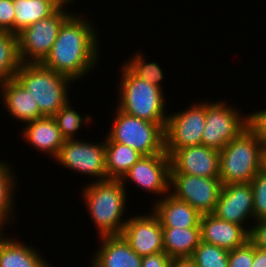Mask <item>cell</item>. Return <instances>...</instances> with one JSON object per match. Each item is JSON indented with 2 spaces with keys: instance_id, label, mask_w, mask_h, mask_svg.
I'll return each instance as SVG.
<instances>
[{
  "instance_id": "cell-1",
  "label": "cell",
  "mask_w": 266,
  "mask_h": 267,
  "mask_svg": "<svg viewBox=\"0 0 266 267\" xmlns=\"http://www.w3.org/2000/svg\"><path fill=\"white\" fill-rule=\"evenodd\" d=\"M76 14V15H75ZM72 13L61 25L47 57L41 62L46 68L76 81L85 78L98 64L99 38L95 23ZM94 26V27H93Z\"/></svg>"
},
{
  "instance_id": "cell-2",
  "label": "cell",
  "mask_w": 266,
  "mask_h": 267,
  "mask_svg": "<svg viewBox=\"0 0 266 267\" xmlns=\"http://www.w3.org/2000/svg\"><path fill=\"white\" fill-rule=\"evenodd\" d=\"M126 188L121 180L115 179L92 181L84 186L82 198L99 237L122 234L128 220L124 219L128 198Z\"/></svg>"
},
{
  "instance_id": "cell-3",
  "label": "cell",
  "mask_w": 266,
  "mask_h": 267,
  "mask_svg": "<svg viewBox=\"0 0 266 267\" xmlns=\"http://www.w3.org/2000/svg\"><path fill=\"white\" fill-rule=\"evenodd\" d=\"M120 70L117 107L139 119L166 123L168 115L163 88L140 79L124 63Z\"/></svg>"
},
{
  "instance_id": "cell-4",
  "label": "cell",
  "mask_w": 266,
  "mask_h": 267,
  "mask_svg": "<svg viewBox=\"0 0 266 267\" xmlns=\"http://www.w3.org/2000/svg\"><path fill=\"white\" fill-rule=\"evenodd\" d=\"M14 78L31 92L44 116L53 117L70 100L69 85L74 81L41 63H21Z\"/></svg>"
},
{
  "instance_id": "cell-5",
  "label": "cell",
  "mask_w": 266,
  "mask_h": 267,
  "mask_svg": "<svg viewBox=\"0 0 266 267\" xmlns=\"http://www.w3.org/2000/svg\"><path fill=\"white\" fill-rule=\"evenodd\" d=\"M262 143L247 127L219 151L222 185L250 183L261 169Z\"/></svg>"
},
{
  "instance_id": "cell-6",
  "label": "cell",
  "mask_w": 266,
  "mask_h": 267,
  "mask_svg": "<svg viewBox=\"0 0 266 267\" xmlns=\"http://www.w3.org/2000/svg\"><path fill=\"white\" fill-rule=\"evenodd\" d=\"M113 121L112 128L107 134L113 142L127 145L143 156L165 151L166 123H153L139 119L121 111L118 107Z\"/></svg>"
},
{
  "instance_id": "cell-7",
  "label": "cell",
  "mask_w": 266,
  "mask_h": 267,
  "mask_svg": "<svg viewBox=\"0 0 266 267\" xmlns=\"http://www.w3.org/2000/svg\"><path fill=\"white\" fill-rule=\"evenodd\" d=\"M72 14L58 8L51 16L24 28L17 34L21 63H41L49 54L63 22Z\"/></svg>"
},
{
  "instance_id": "cell-8",
  "label": "cell",
  "mask_w": 266,
  "mask_h": 267,
  "mask_svg": "<svg viewBox=\"0 0 266 267\" xmlns=\"http://www.w3.org/2000/svg\"><path fill=\"white\" fill-rule=\"evenodd\" d=\"M233 106H229L223 100L206 102V120L201 145L220 151L248 127V115H243Z\"/></svg>"
},
{
  "instance_id": "cell-9",
  "label": "cell",
  "mask_w": 266,
  "mask_h": 267,
  "mask_svg": "<svg viewBox=\"0 0 266 267\" xmlns=\"http://www.w3.org/2000/svg\"><path fill=\"white\" fill-rule=\"evenodd\" d=\"M54 160L70 171L96 177L94 181L107 180L105 141L92 143L76 138L65 140Z\"/></svg>"
},
{
  "instance_id": "cell-10",
  "label": "cell",
  "mask_w": 266,
  "mask_h": 267,
  "mask_svg": "<svg viewBox=\"0 0 266 267\" xmlns=\"http://www.w3.org/2000/svg\"><path fill=\"white\" fill-rule=\"evenodd\" d=\"M222 188L220 178L170 173V193L201 215L214 212Z\"/></svg>"
},
{
  "instance_id": "cell-11",
  "label": "cell",
  "mask_w": 266,
  "mask_h": 267,
  "mask_svg": "<svg viewBox=\"0 0 266 267\" xmlns=\"http://www.w3.org/2000/svg\"><path fill=\"white\" fill-rule=\"evenodd\" d=\"M206 101L194 103L177 113H170L164 129L165 149H181L202 144L205 128Z\"/></svg>"
},
{
  "instance_id": "cell-12",
  "label": "cell",
  "mask_w": 266,
  "mask_h": 267,
  "mask_svg": "<svg viewBox=\"0 0 266 267\" xmlns=\"http://www.w3.org/2000/svg\"><path fill=\"white\" fill-rule=\"evenodd\" d=\"M170 156L163 153L142 156L121 179L139 186L146 192L163 197L170 192Z\"/></svg>"
},
{
  "instance_id": "cell-13",
  "label": "cell",
  "mask_w": 266,
  "mask_h": 267,
  "mask_svg": "<svg viewBox=\"0 0 266 267\" xmlns=\"http://www.w3.org/2000/svg\"><path fill=\"white\" fill-rule=\"evenodd\" d=\"M170 156V173L219 178V150L199 145L165 149Z\"/></svg>"
},
{
  "instance_id": "cell-14",
  "label": "cell",
  "mask_w": 266,
  "mask_h": 267,
  "mask_svg": "<svg viewBox=\"0 0 266 267\" xmlns=\"http://www.w3.org/2000/svg\"><path fill=\"white\" fill-rule=\"evenodd\" d=\"M121 235L141 257L164 251L162 225L153 211L149 215L130 216Z\"/></svg>"
},
{
  "instance_id": "cell-15",
  "label": "cell",
  "mask_w": 266,
  "mask_h": 267,
  "mask_svg": "<svg viewBox=\"0 0 266 267\" xmlns=\"http://www.w3.org/2000/svg\"><path fill=\"white\" fill-rule=\"evenodd\" d=\"M212 214L221 220L241 226L246 225V220L247 222L249 219L254 220L251 183L222 185L218 202Z\"/></svg>"
},
{
  "instance_id": "cell-16",
  "label": "cell",
  "mask_w": 266,
  "mask_h": 267,
  "mask_svg": "<svg viewBox=\"0 0 266 267\" xmlns=\"http://www.w3.org/2000/svg\"><path fill=\"white\" fill-rule=\"evenodd\" d=\"M249 228L217 218L214 214L201 215V241L233 250L249 240Z\"/></svg>"
},
{
  "instance_id": "cell-17",
  "label": "cell",
  "mask_w": 266,
  "mask_h": 267,
  "mask_svg": "<svg viewBox=\"0 0 266 267\" xmlns=\"http://www.w3.org/2000/svg\"><path fill=\"white\" fill-rule=\"evenodd\" d=\"M91 267H141L142 257L131 249L122 235L100 237Z\"/></svg>"
},
{
  "instance_id": "cell-18",
  "label": "cell",
  "mask_w": 266,
  "mask_h": 267,
  "mask_svg": "<svg viewBox=\"0 0 266 267\" xmlns=\"http://www.w3.org/2000/svg\"><path fill=\"white\" fill-rule=\"evenodd\" d=\"M0 99H3L4 108L8 110L11 118L19 120L23 124L45 117L36 101L15 78L9 79L0 85Z\"/></svg>"
},
{
  "instance_id": "cell-19",
  "label": "cell",
  "mask_w": 266,
  "mask_h": 267,
  "mask_svg": "<svg viewBox=\"0 0 266 267\" xmlns=\"http://www.w3.org/2000/svg\"><path fill=\"white\" fill-rule=\"evenodd\" d=\"M154 202L151 210L158 216L162 228L200 227L201 214L170 192Z\"/></svg>"
},
{
  "instance_id": "cell-20",
  "label": "cell",
  "mask_w": 266,
  "mask_h": 267,
  "mask_svg": "<svg viewBox=\"0 0 266 267\" xmlns=\"http://www.w3.org/2000/svg\"><path fill=\"white\" fill-rule=\"evenodd\" d=\"M21 130L22 138L29 145L55 159L65 142L53 117H42L26 123Z\"/></svg>"
},
{
  "instance_id": "cell-21",
  "label": "cell",
  "mask_w": 266,
  "mask_h": 267,
  "mask_svg": "<svg viewBox=\"0 0 266 267\" xmlns=\"http://www.w3.org/2000/svg\"><path fill=\"white\" fill-rule=\"evenodd\" d=\"M32 245L8 238L0 241V267H51ZM44 259V260H43Z\"/></svg>"
},
{
  "instance_id": "cell-22",
  "label": "cell",
  "mask_w": 266,
  "mask_h": 267,
  "mask_svg": "<svg viewBox=\"0 0 266 267\" xmlns=\"http://www.w3.org/2000/svg\"><path fill=\"white\" fill-rule=\"evenodd\" d=\"M163 246L173 258L191 257L201 241L200 227L162 228Z\"/></svg>"
},
{
  "instance_id": "cell-23",
  "label": "cell",
  "mask_w": 266,
  "mask_h": 267,
  "mask_svg": "<svg viewBox=\"0 0 266 267\" xmlns=\"http://www.w3.org/2000/svg\"><path fill=\"white\" fill-rule=\"evenodd\" d=\"M142 156L141 153L131 147L118 142H113L106 136L105 159L107 180H121Z\"/></svg>"
},
{
  "instance_id": "cell-24",
  "label": "cell",
  "mask_w": 266,
  "mask_h": 267,
  "mask_svg": "<svg viewBox=\"0 0 266 267\" xmlns=\"http://www.w3.org/2000/svg\"><path fill=\"white\" fill-rule=\"evenodd\" d=\"M14 34L51 16L59 7L52 0H13Z\"/></svg>"
},
{
  "instance_id": "cell-25",
  "label": "cell",
  "mask_w": 266,
  "mask_h": 267,
  "mask_svg": "<svg viewBox=\"0 0 266 267\" xmlns=\"http://www.w3.org/2000/svg\"><path fill=\"white\" fill-rule=\"evenodd\" d=\"M20 65L17 35L0 32V85L14 78Z\"/></svg>"
},
{
  "instance_id": "cell-26",
  "label": "cell",
  "mask_w": 266,
  "mask_h": 267,
  "mask_svg": "<svg viewBox=\"0 0 266 267\" xmlns=\"http://www.w3.org/2000/svg\"><path fill=\"white\" fill-rule=\"evenodd\" d=\"M4 160L0 161V218L6 223L13 222L15 214L13 212L15 199L14 192L17 188V177L13 174L12 166ZM14 214V216H13ZM13 217V218H12ZM11 219V221H9ZM13 219V220H12Z\"/></svg>"
},
{
  "instance_id": "cell-27",
  "label": "cell",
  "mask_w": 266,
  "mask_h": 267,
  "mask_svg": "<svg viewBox=\"0 0 266 267\" xmlns=\"http://www.w3.org/2000/svg\"><path fill=\"white\" fill-rule=\"evenodd\" d=\"M69 100L63 105L59 111L53 116L57 126L65 140L75 139L76 131H78L83 124H88L91 121V115L81 117V114L74 110Z\"/></svg>"
},
{
  "instance_id": "cell-28",
  "label": "cell",
  "mask_w": 266,
  "mask_h": 267,
  "mask_svg": "<svg viewBox=\"0 0 266 267\" xmlns=\"http://www.w3.org/2000/svg\"><path fill=\"white\" fill-rule=\"evenodd\" d=\"M143 54L140 52H137L135 55L133 54V57H129L128 61L126 60L124 64L140 79L162 88L163 69H161L157 62H147Z\"/></svg>"
},
{
  "instance_id": "cell-29",
  "label": "cell",
  "mask_w": 266,
  "mask_h": 267,
  "mask_svg": "<svg viewBox=\"0 0 266 267\" xmlns=\"http://www.w3.org/2000/svg\"><path fill=\"white\" fill-rule=\"evenodd\" d=\"M229 251L200 241L191 258L197 267H228Z\"/></svg>"
},
{
  "instance_id": "cell-30",
  "label": "cell",
  "mask_w": 266,
  "mask_h": 267,
  "mask_svg": "<svg viewBox=\"0 0 266 267\" xmlns=\"http://www.w3.org/2000/svg\"><path fill=\"white\" fill-rule=\"evenodd\" d=\"M251 183L254 221L266 219V171L260 169Z\"/></svg>"
},
{
  "instance_id": "cell-31",
  "label": "cell",
  "mask_w": 266,
  "mask_h": 267,
  "mask_svg": "<svg viewBox=\"0 0 266 267\" xmlns=\"http://www.w3.org/2000/svg\"><path fill=\"white\" fill-rule=\"evenodd\" d=\"M254 259V246L248 240L245 244L229 251L228 267H251Z\"/></svg>"
},
{
  "instance_id": "cell-32",
  "label": "cell",
  "mask_w": 266,
  "mask_h": 267,
  "mask_svg": "<svg viewBox=\"0 0 266 267\" xmlns=\"http://www.w3.org/2000/svg\"><path fill=\"white\" fill-rule=\"evenodd\" d=\"M248 127L262 144H266V109L248 113Z\"/></svg>"
},
{
  "instance_id": "cell-33",
  "label": "cell",
  "mask_w": 266,
  "mask_h": 267,
  "mask_svg": "<svg viewBox=\"0 0 266 267\" xmlns=\"http://www.w3.org/2000/svg\"><path fill=\"white\" fill-rule=\"evenodd\" d=\"M14 17L13 0H0V32L14 34Z\"/></svg>"
},
{
  "instance_id": "cell-34",
  "label": "cell",
  "mask_w": 266,
  "mask_h": 267,
  "mask_svg": "<svg viewBox=\"0 0 266 267\" xmlns=\"http://www.w3.org/2000/svg\"><path fill=\"white\" fill-rule=\"evenodd\" d=\"M252 222L254 227H250L248 224L246 225L250 228L249 241L254 247L266 250V219L257 221L252 220Z\"/></svg>"
},
{
  "instance_id": "cell-35",
  "label": "cell",
  "mask_w": 266,
  "mask_h": 267,
  "mask_svg": "<svg viewBox=\"0 0 266 267\" xmlns=\"http://www.w3.org/2000/svg\"><path fill=\"white\" fill-rule=\"evenodd\" d=\"M171 258L165 251L142 257L141 267H170Z\"/></svg>"
},
{
  "instance_id": "cell-36",
  "label": "cell",
  "mask_w": 266,
  "mask_h": 267,
  "mask_svg": "<svg viewBox=\"0 0 266 267\" xmlns=\"http://www.w3.org/2000/svg\"><path fill=\"white\" fill-rule=\"evenodd\" d=\"M251 267H266V250L254 247V259Z\"/></svg>"
},
{
  "instance_id": "cell-37",
  "label": "cell",
  "mask_w": 266,
  "mask_h": 267,
  "mask_svg": "<svg viewBox=\"0 0 266 267\" xmlns=\"http://www.w3.org/2000/svg\"><path fill=\"white\" fill-rule=\"evenodd\" d=\"M170 267H197L191 257L173 258Z\"/></svg>"
},
{
  "instance_id": "cell-38",
  "label": "cell",
  "mask_w": 266,
  "mask_h": 267,
  "mask_svg": "<svg viewBox=\"0 0 266 267\" xmlns=\"http://www.w3.org/2000/svg\"><path fill=\"white\" fill-rule=\"evenodd\" d=\"M261 169L266 171V144H262Z\"/></svg>"
},
{
  "instance_id": "cell-39",
  "label": "cell",
  "mask_w": 266,
  "mask_h": 267,
  "mask_svg": "<svg viewBox=\"0 0 266 267\" xmlns=\"http://www.w3.org/2000/svg\"><path fill=\"white\" fill-rule=\"evenodd\" d=\"M58 7L66 8L67 5L72 3L74 0H52Z\"/></svg>"
},
{
  "instance_id": "cell-40",
  "label": "cell",
  "mask_w": 266,
  "mask_h": 267,
  "mask_svg": "<svg viewBox=\"0 0 266 267\" xmlns=\"http://www.w3.org/2000/svg\"><path fill=\"white\" fill-rule=\"evenodd\" d=\"M7 226V224L0 218V241L4 240L6 238V235H4V227Z\"/></svg>"
}]
</instances>
